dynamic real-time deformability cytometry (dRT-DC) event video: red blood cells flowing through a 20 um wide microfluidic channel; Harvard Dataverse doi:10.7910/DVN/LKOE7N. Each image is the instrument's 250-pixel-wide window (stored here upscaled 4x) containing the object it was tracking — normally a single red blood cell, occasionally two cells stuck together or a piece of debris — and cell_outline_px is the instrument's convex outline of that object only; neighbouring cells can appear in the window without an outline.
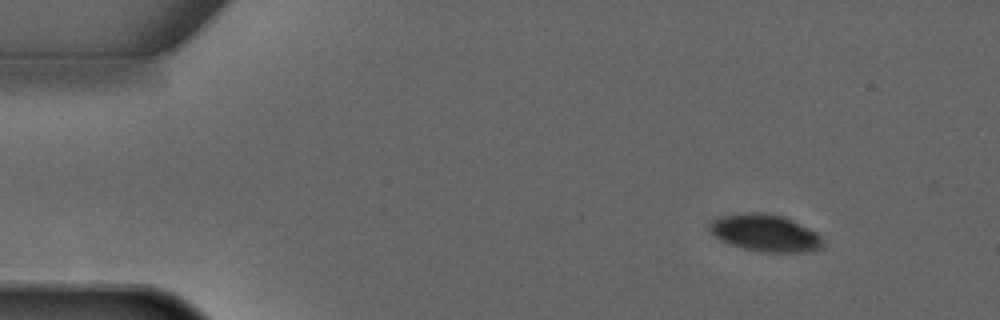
{"species": "common noctule bat (a hibernating species)", "species_latin": "Nyctalus noctula", "temperature_condition": "warm", "stored_images_in_passage": 5, "camera_frame_rate_fps": 3000, "um_per_image_px": 0.085, "animal": {"sex": "male", "forearm_length_mm": 52.5}, "frame": {"image": 1, "passage_image": 2, "time_ms": 1.333, "image_size_px": [1000, 320], "cell_outline_px": [[824, 248], [812, 252], [760, 252], [744, 248], [720, 240], [708, 228], [708, 224], [712, 220], [720, 216], [744, 212], [760, 212], [784, 216], [816, 232], [820, 236], [824, 244]], "centroid_in_image_um": [65.07, 19.8], "position_along_channel_um": 19.9, "area_um2": 24.62}}